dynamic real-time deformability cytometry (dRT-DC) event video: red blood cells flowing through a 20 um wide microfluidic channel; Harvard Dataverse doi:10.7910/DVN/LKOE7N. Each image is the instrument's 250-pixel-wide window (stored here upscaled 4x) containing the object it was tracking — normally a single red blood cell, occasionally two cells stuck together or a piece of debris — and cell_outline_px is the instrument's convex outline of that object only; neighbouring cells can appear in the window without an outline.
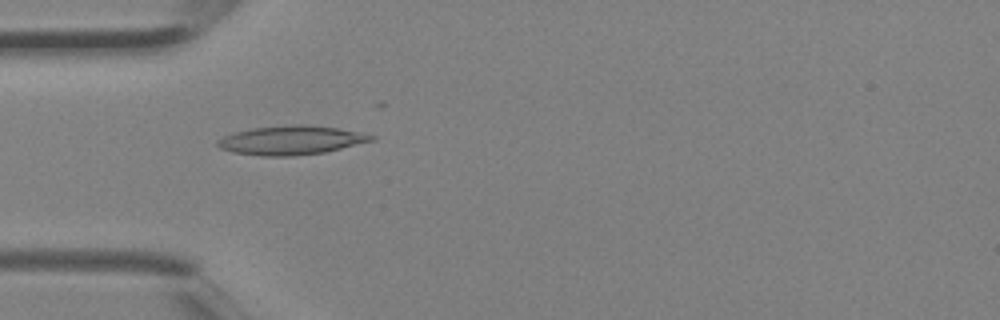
{"species": "Egyptian fruit bat (a non-hibernating species)", "species_latin": "Rousettus aegyptiacus", "temperature_condition": "room temperature", "stored_images_in_passage": 2, "camera_frame_rate_fps": 3000, "um_per_image_px": 0.085, "animal": {"sex": "female"}, "frame": {"image": 1, "passage_image": 2, "time_ms": 0.333, "image_size_px": [1000, 320], "cell_outline_px": [[376, 140], [324, 152], [292, 156], [260, 156], [232, 152], [220, 148], [216, 144], [216, 140], [224, 136], [236, 132], [252, 128], [296, 124], [304, 124], [336, 128], [376, 136]], "centroid_in_image_um": [24.72, 11.92], "position_along_channel_um": 60.3, "area_um2": 25.78}}